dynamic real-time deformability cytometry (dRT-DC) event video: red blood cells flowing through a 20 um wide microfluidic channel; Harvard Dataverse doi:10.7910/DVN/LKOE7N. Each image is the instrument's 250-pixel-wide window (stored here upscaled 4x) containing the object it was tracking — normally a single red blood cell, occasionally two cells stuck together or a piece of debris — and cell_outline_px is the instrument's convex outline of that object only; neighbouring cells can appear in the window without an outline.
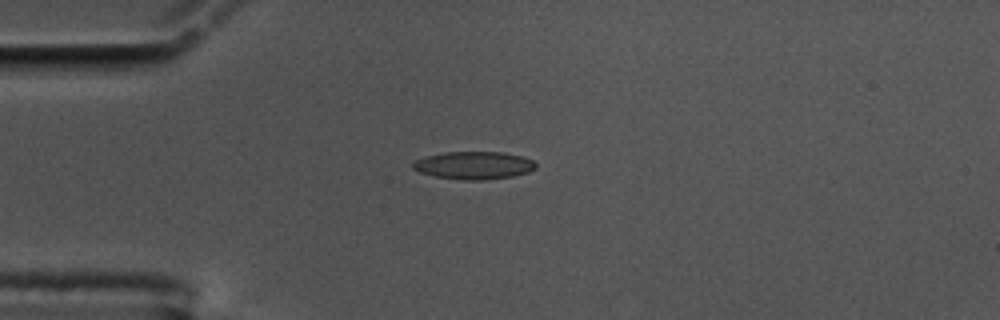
{"species": "common noctule bat (a hibernating species)", "species_latin": "Nyctalus noctula", "temperature_condition": "cold", "stored_images_in_passage": 43, "camera_frame_rate_fps": 3000, "um_per_image_px": 0.085, "animal": {"sex": "male", "body_mass_g": 17.5, "forearm_length_mm": 52.3}, "frame": {"image": 1, "passage_image": 1, "time_ms": 0.0, "image_size_px": [1000, 320], "cell_outline_px": [[536, 168], [528, 172], [512, 176], [484, 180], [464, 180], [436, 176], [420, 172], [412, 168], [412, 164], [416, 160], [428, 156], [444, 152], [500, 152], [520, 156], [532, 160], [536, 164]], "centroid_in_image_um": [40.28, 14.06], "position_along_channel_um": 44.7, "area_um2": 19.59}}
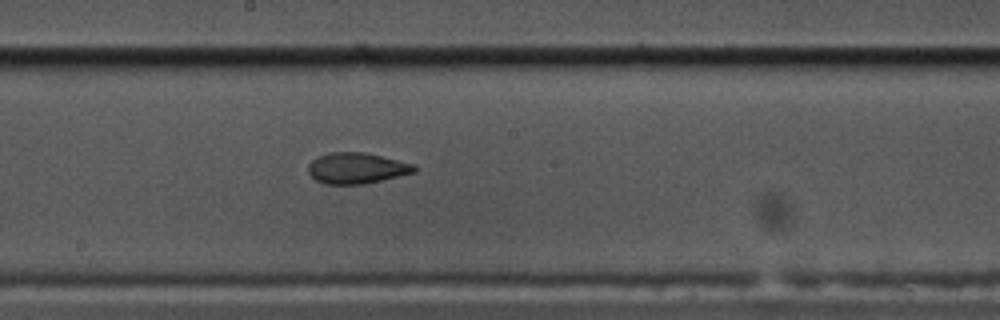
{"frame": {"image": 2, "passage_image": 17, "time_ms": 5.333, "image_size_px": [1000, 320], "cell_outline_px": [[416, 172], [364, 184], [324, 184], [316, 180], [308, 172], [308, 164], [316, 156], [328, 152], [364, 152], [416, 164]], "centroid_in_image_um": [30.3, 14.28], "position_along_channel_um": 217.9, "area_um2": 19.25}}
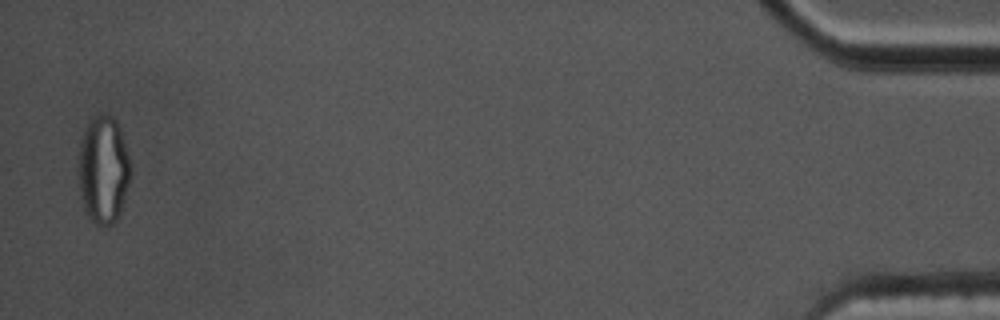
{"frame": {"image": 3, "passage_image": 42, "time_ms": 13.667, "image_size_px": [1000, 320], "cell_outline_px": [[132, 172], [120, 212], [116, 220], [108, 228], [96, 224], [88, 216], [84, 208], [80, 196], [80, 140], [84, 128], [92, 116], [112, 116], [116, 120], [120, 128], [132, 164]], "centroid_in_image_um": [8.81, 14.44], "position_along_channel_um": 426.4, "area_um2": 32.77}, "authors_computed_cell_mechanics": {"area_um2": 19.5942, "velocity_mm_per_s": 3.5767, "shape_relaxation_time_tau1_ms": 8.9565, "shape_relaxation_time_tau2_ms": 2.604, "deformation_change_tau1": 0.2566, "deformation_change_tau2": 0.0988}}